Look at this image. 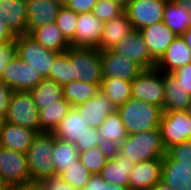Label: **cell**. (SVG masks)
I'll return each instance as SVG.
<instances>
[{
	"instance_id": "d6a6232c",
	"label": "cell",
	"mask_w": 191,
	"mask_h": 190,
	"mask_svg": "<svg viewBox=\"0 0 191 190\" xmlns=\"http://www.w3.org/2000/svg\"><path fill=\"white\" fill-rule=\"evenodd\" d=\"M30 93L38 110L63 99V87L47 78L31 89Z\"/></svg>"
},
{
	"instance_id": "6f0895ef",
	"label": "cell",
	"mask_w": 191,
	"mask_h": 190,
	"mask_svg": "<svg viewBox=\"0 0 191 190\" xmlns=\"http://www.w3.org/2000/svg\"><path fill=\"white\" fill-rule=\"evenodd\" d=\"M189 115H191V102L188 105L187 109L185 110Z\"/></svg>"
},
{
	"instance_id": "ba28073f",
	"label": "cell",
	"mask_w": 191,
	"mask_h": 190,
	"mask_svg": "<svg viewBox=\"0 0 191 190\" xmlns=\"http://www.w3.org/2000/svg\"><path fill=\"white\" fill-rule=\"evenodd\" d=\"M30 181L26 154L0 146V187Z\"/></svg>"
},
{
	"instance_id": "8d00e7d4",
	"label": "cell",
	"mask_w": 191,
	"mask_h": 190,
	"mask_svg": "<svg viewBox=\"0 0 191 190\" xmlns=\"http://www.w3.org/2000/svg\"><path fill=\"white\" fill-rule=\"evenodd\" d=\"M76 190L82 189L91 178L92 174L84 167L78 159L68 169L58 175Z\"/></svg>"
},
{
	"instance_id": "bcb514c9",
	"label": "cell",
	"mask_w": 191,
	"mask_h": 190,
	"mask_svg": "<svg viewBox=\"0 0 191 190\" xmlns=\"http://www.w3.org/2000/svg\"><path fill=\"white\" fill-rule=\"evenodd\" d=\"M15 55L13 44L0 45V76L10 59Z\"/></svg>"
},
{
	"instance_id": "816d5d0a",
	"label": "cell",
	"mask_w": 191,
	"mask_h": 190,
	"mask_svg": "<svg viewBox=\"0 0 191 190\" xmlns=\"http://www.w3.org/2000/svg\"><path fill=\"white\" fill-rule=\"evenodd\" d=\"M150 190H173L170 186L162 181L157 182Z\"/></svg>"
},
{
	"instance_id": "f1b7e54d",
	"label": "cell",
	"mask_w": 191,
	"mask_h": 190,
	"mask_svg": "<svg viewBox=\"0 0 191 190\" xmlns=\"http://www.w3.org/2000/svg\"><path fill=\"white\" fill-rule=\"evenodd\" d=\"M29 35L44 48L58 53L65 52L71 46L55 22L40 26Z\"/></svg>"
},
{
	"instance_id": "2e32d148",
	"label": "cell",
	"mask_w": 191,
	"mask_h": 190,
	"mask_svg": "<svg viewBox=\"0 0 191 190\" xmlns=\"http://www.w3.org/2000/svg\"><path fill=\"white\" fill-rule=\"evenodd\" d=\"M91 128L98 129L105 119L116 112L117 108L100 91L86 102L74 106Z\"/></svg>"
},
{
	"instance_id": "9f6ffc18",
	"label": "cell",
	"mask_w": 191,
	"mask_h": 190,
	"mask_svg": "<svg viewBox=\"0 0 191 190\" xmlns=\"http://www.w3.org/2000/svg\"><path fill=\"white\" fill-rule=\"evenodd\" d=\"M54 1H56L57 3H59L63 6V5H66L68 0H54Z\"/></svg>"
},
{
	"instance_id": "f35d334b",
	"label": "cell",
	"mask_w": 191,
	"mask_h": 190,
	"mask_svg": "<svg viewBox=\"0 0 191 190\" xmlns=\"http://www.w3.org/2000/svg\"><path fill=\"white\" fill-rule=\"evenodd\" d=\"M124 11L125 8L114 0H97L92 13L97 19L105 23L118 17Z\"/></svg>"
},
{
	"instance_id": "db71d44e",
	"label": "cell",
	"mask_w": 191,
	"mask_h": 190,
	"mask_svg": "<svg viewBox=\"0 0 191 190\" xmlns=\"http://www.w3.org/2000/svg\"><path fill=\"white\" fill-rule=\"evenodd\" d=\"M115 2H118L123 8H126L127 5L132 1V0H114Z\"/></svg>"
},
{
	"instance_id": "3957f363",
	"label": "cell",
	"mask_w": 191,
	"mask_h": 190,
	"mask_svg": "<svg viewBox=\"0 0 191 190\" xmlns=\"http://www.w3.org/2000/svg\"><path fill=\"white\" fill-rule=\"evenodd\" d=\"M54 135L38 134L28 149L27 166L32 181H41L45 177L56 176L52 162Z\"/></svg>"
},
{
	"instance_id": "680465c9",
	"label": "cell",
	"mask_w": 191,
	"mask_h": 190,
	"mask_svg": "<svg viewBox=\"0 0 191 190\" xmlns=\"http://www.w3.org/2000/svg\"><path fill=\"white\" fill-rule=\"evenodd\" d=\"M184 190H191V183H188L187 187Z\"/></svg>"
},
{
	"instance_id": "4316f807",
	"label": "cell",
	"mask_w": 191,
	"mask_h": 190,
	"mask_svg": "<svg viewBox=\"0 0 191 190\" xmlns=\"http://www.w3.org/2000/svg\"><path fill=\"white\" fill-rule=\"evenodd\" d=\"M161 181L173 190H184L191 183V163L163 160Z\"/></svg>"
},
{
	"instance_id": "484cf974",
	"label": "cell",
	"mask_w": 191,
	"mask_h": 190,
	"mask_svg": "<svg viewBox=\"0 0 191 190\" xmlns=\"http://www.w3.org/2000/svg\"><path fill=\"white\" fill-rule=\"evenodd\" d=\"M101 147L114 151L128 136L120 115L115 112L109 115L98 128Z\"/></svg>"
},
{
	"instance_id": "cb8c5ba5",
	"label": "cell",
	"mask_w": 191,
	"mask_h": 190,
	"mask_svg": "<svg viewBox=\"0 0 191 190\" xmlns=\"http://www.w3.org/2000/svg\"><path fill=\"white\" fill-rule=\"evenodd\" d=\"M88 131H90L89 124H87L83 116L72 107L52 134L58 139L75 144L78 139H81Z\"/></svg>"
},
{
	"instance_id": "e0dca14e",
	"label": "cell",
	"mask_w": 191,
	"mask_h": 190,
	"mask_svg": "<svg viewBox=\"0 0 191 190\" xmlns=\"http://www.w3.org/2000/svg\"><path fill=\"white\" fill-rule=\"evenodd\" d=\"M163 157L136 163L129 176V190H150L161 181Z\"/></svg>"
},
{
	"instance_id": "f546056e",
	"label": "cell",
	"mask_w": 191,
	"mask_h": 190,
	"mask_svg": "<svg viewBox=\"0 0 191 190\" xmlns=\"http://www.w3.org/2000/svg\"><path fill=\"white\" fill-rule=\"evenodd\" d=\"M71 108L70 103L63 98L39 109L40 134L52 133Z\"/></svg>"
},
{
	"instance_id": "7a4b0ae2",
	"label": "cell",
	"mask_w": 191,
	"mask_h": 190,
	"mask_svg": "<svg viewBox=\"0 0 191 190\" xmlns=\"http://www.w3.org/2000/svg\"><path fill=\"white\" fill-rule=\"evenodd\" d=\"M115 150L135 164L164 157L166 154L160 129L128 135Z\"/></svg>"
},
{
	"instance_id": "7c38bea8",
	"label": "cell",
	"mask_w": 191,
	"mask_h": 190,
	"mask_svg": "<svg viewBox=\"0 0 191 190\" xmlns=\"http://www.w3.org/2000/svg\"><path fill=\"white\" fill-rule=\"evenodd\" d=\"M103 78H118L132 82L144 69L129 58L112 50H100Z\"/></svg>"
},
{
	"instance_id": "603a6c76",
	"label": "cell",
	"mask_w": 191,
	"mask_h": 190,
	"mask_svg": "<svg viewBox=\"0 0 191 190\" xmlns=\"http://www.w3.org/2000/svg\"><path fill=\"white\" fill-rule=\"evenodd\" d=\"M191 63V50L178 35L170 44L164 55L156 63L155 68L164 73H171L181 66Z\"/></svg>"
},
{
	"instance_id": "836d02e7",
	"label": "cell",
	"mask_w": 191,
	"mask_h": 190,
	"mask_svg": "<svg viewBox=\"0 0 191 190\" xmlns=\"http://www.w3.org/2000/svg\"><path fill=\"white\" fill-rule=\"evenodd\" d=\"M99 92L100 84H90L74 80L63 86V98H65L72 107L88 101Z\"/></svg>"
},
{
	"instance_id": "f5cc1de1",
	"label": "cell",
	"mask_w": 191,
	"mask_h": 190,
	"mask_svg": "<svg viewBox=\"0 0 191 190\" xmlns=\"http://www.w3.org/2000/svg\"><path fill=\"white\" fill-rule=\"evenodd\" d=\"M105 190H129L128 188L118 186L113 183H106Z\"/></svg>"
},
{
	"instance_id": "c3c4849f",
	"label": "cell",
	"mask_w": 191,
	"mask_h": 190,
	"mask_svg": "<svg viewBox=\"0 0 191 190\" xmlns=\"http://www.w3.org/2000/svg\"><path fill=\"white\" fill-rule=\"evenodd\" d=\"M3 190H43L40 181H30L4 187Z\"/></svg>"
},
{
	"instance_id": "60d3db41",
	"label": "cell",
	"mask_w": 191,
	"mask_h": 190,
	"mask_svg": "<svg viewBox=\"0 0 191 190\" xmlns=\"http://www.w3.org/2000/svg\"><path fill=\"white\" fill-rule=\"evenodd\" d=\"M74 145L79 152H83L91 148L101 147L99 129L90 127V131H88L81 139H78Z\"/></svg>"
},
{
	"instance_id": "7bdbcfd3",
	"label": "cell",
	"mask_w": 191,
	"mask_h": 190,
	"mask_svg": "<svg viewBox=\"0 0 191 190\" xmlns=\"http://www.w3.org/2000/svg\"><path fill=\"white\" fill-rule=\"evenodd\" d=\"M40 183L42 184L43 190H76L58 175L45 177Z\"/></svg>"
},
{
	"instance_id": "4dcf8cb0",
	"label": "cell",
	"mask_w": 191,
	"mask_h": 190,
	"mask_svg": "<svg viewBox=\"0 0 191 190\" xmlns=\"http://www.w3.org/2000/svg\"><path fill=\"white\" fill-rule=\"evenodd\" d=\"M52 162L55 175H59L79 159V151L73 143L54 136Z\"/></svg>"
},
{
	"instance_id": "277c9868",
	"label": "cell",
	"mask_w": 191,
	"mask_h": 190,
	"mask_svg": "<svg viewBox=\"0 0 191 190\" xmlns=\"http://www.w3.org/2000/svg\"><path fill=\"white\" fill-rule=\"evenodd\" d=\"M67 55L72 66V77L76 81L101 84L103 77L99 49L70 46Z\"/></svg>"
},
{
	"instance_id": "4fadbf2b",
	"label": "cell",
	"mask_w": 191,
	"mask_h": 190,
	"mask_svg": "<svg viewBox=\"0 0 191 190\" xmlns=\"http://www.w3.org/2000/svg\"><path fill=\"white\" fill-rule=\"evenodd\" d=\"M111 50L136 62L144 70L153 69L156 66V62L151 58L147 45L137 29H133Z\"/></svg>"
},
{
	"instance_id": "8992f818",
	"label": "cell",
	"mask_w": 191,
	"mask_h": 190,
	"mask_svg": "<svg viewBox=\"0 0 191 190\" xmlns=\"http://www.w3.org/2000/svg\"><path fill=\"white\" fill-rule=\"evenodd\" d=\"M131 95L133 98L164 108V72L156 68L143 70L131 82Z\"/></svg>"
},
{
	"instance_id": "7dc6e473",
	"label": "cell",
	"mask_w": 191,
	"mask_h": 190,
	"mask_svg": "<svg viewBox=\"0 0 191 190\" xmlns=\"http://www.w3.org/2000/svg\"><path fill=\"white\" fill-rule=\"evenodd\" d=\"M107 182L99 175H92L88 183L80 190H105Z\"/></svg>"
},
{
	"instance_id": "ab89813d",
	"label": "cell",
	"mask_w": 191,
	"mask_h": 190,
	"mask_svg": "<svg viewBox=\"0 0 191 190\" xmlns=\"http://www.w3.org/2000/svg\"><path fill=\"white\" fill-rule=\"evenodd\" d=\"M163 160L191 163V140L169 147L166 150Z\"/></svg>"
},
{
	"instance_id": "11a10c76",
	"label": "cell",
	"mask_w": 191,
	"mask_h": 190,
	"mask_svg": "<svg viewBox=\"0 0 191 190\" xmlns=\"http://www.w3.org/2000/svg\"><path fill=\"white\" fill-rule=\"evenodd\" d=\"M4 123H5V117L0 116V136L3 130Z\"/></svg>"
},
{
	"instance_id": "d4e9b609",
	"label": "cell",
	"mask_w": 191,
	"mask_h": 190,
	"mask_svg": "<svg viewBox=\"0 0 191 190\" xmlns=\"http://www.w3.org/2000/svg\"><path fill=\"white\" fill-rule=\"evenodd\" d=\"M133 29L134 28L125 11L118 17L105 22L101 37L100 50H111L125 36L130 34Z\"/></svg>"
},
{
	"instance_id": "7402d4cb",
	"label": "cell",
	"mask_w": 191,
	"mask_h": 190,
	"mask_svg": "<svg viewBox=\"0 0 191 190\" xmlns=\"http://www.w3.org/2000/svg\"><path fill=\"white\" fill-rule=\"evenodd\" d=\"M38 134L30 128L5 122L0 136V146L26 154Z\"/></svg>"
},
{
	"instance_id": "f907efd6",
	"label": "cell",
	"mask_w": 191,
	"mask_h": 190,
	"mask_svg": "<svg viewBox=\"0 0 191 190\" xmlns=\"http://www.w3.org/2000/svg\"><path fill=\"white\" fill-rule=\"evenodd\" d=\"M181 37L183 38L184 42L187 44V46L190 48L191 50V27L188 28L187 31H185Z\"/></svg>"
},
{
	"instance_id": "ac0fdd59",
	"label": "cell",
	"mask_w": 191,
	"mask_h": 190,
	"mask_svg": "<svg viewBox=\"0 0 191 190\" xmlns=\"http://www.w3.org/2000/svg\"><path fill=\"white\" fill-rule=\"evenodd\" d=\"M0 17L14 38L26 35L27 0H0Z\"/></svg>"
},
{
	"instance_id": "83f0119b",
	"label": "cell",
	"mask_w": 191,
	"mask_h": 190,
	"mask_svg": "<svg viewBox=\"0 0 191 190\" xmlns=\"http://www.w3.org/2000/svg\"><path fill=\"white\" fill-rule=\"evenodd\" d=\"M165 101L163 112L185 111L191 102V96L170 73H164Z\"/></svg>"
},
{
	"instance_id": "681fc988",
	"label": "cell",
	"mask_w": 191,
	"mask_h": 190,
	"mask_svg": "<svg viewBox=\"0 0 191 190\" xmlns=\"http://www.w3.org/2000/svg\"><path fill=\"white\" fill-rule=\"evenodd\" d=\"M14 37L7 30L5 26V20L0 17V45L13 44Z\"/></svg>"
},
{
	"instance_id": "ffe728a7",
	"label": "cell",
	"mask_w": 191,
	"mask_h": 190,
	"mask_svg": "<svg viewBox=\"0 0 191 190\" xmlns=\"http://www.w3.org/2000/svg\"><path fill=\"white\" fill-rule=\"evenodd\" d=\"M164 24L177 36L191 27L190 0H168L164 7Z\"/></svg>"
},
{
	"instance_id": "5bb4252c",
	"label": "cell",
	"mask_w": 191,
	"mask_h": 190,
	"mask_svg": "<svg viewBox=\"0 0 191 190\" xmlns=\"http://www.w3.org/2000/svg\"><path fill=\"white\" fill-rule=\"evenodd\" d=\"M104 22L97 19L92 12L78 15L72 47L96 48L100 50Z\"/></svg>"
},
{
	"instance_id": "6da1fadb",
	"label": "cell",
	"mask_w": 191,
	"mask_h": 190,
	"mask_svg": "<svg viewBox=\"0 0 191 190\" xmlns=\"http://www.w3.org/2000/svg\"><path fill=\"white\" fill-rule=\"evenodd\" d=\"M116 112L120 115L127 134L131 135L159 129L163 109L132 97L118 106Z\"/></svg>"
},
{
	"instance_id": "b9f144b4",
	"label": "cell",
	"mask_w": 191,
	"mask_h": 190,
	"mask_svg": "<svg viewBox=\"0 0 191 190\" xmlns=\"http://www.w3.org/2000/svg\"><path fill=\"white\" fill-rule=\"evenodd\" d=\"M181 87L191 96V63L181 66L170 73Z\"/></svg>"
},
{
	"instance_id": "52a82bcc",
	"label": "cell",
	"mask_w": 191,
	"mask_h": 190,
	"mask_svg": "<svg viewBox=\"0 0 191 190\" xmlns=\"http://www.w3.org/2000/svg\"><path fill=\"white\" fill-rule=\"evenodd\" d=\"M5 122L30 128L40 134L39 110L30 91H14Z\"/></svg>"
},
{
	"instance_id": "f6af8a7d",
	"label": "cell",
	"mask_w": 191,
	"mask_h": 190,
	"mask_svg": "<svg viewBox=\"0 0 191 190\" xmlns=\"http://www.w3.org/2000/svg\"><path fill=\"white\" fill-rule=\"evenodd\" d=\"M96 3L97 0H68L65 6L74 12L81 14L92 12Z\"/></svg>"
},
{
	"instance_id": "d590c367",
	"label": "cell",
	"mask_w": 191,
	"mask_h": 190,
	"mask_svg": "<svg viewBox=\"0 0 191 190\" xmlns=\"http://www.w3.org/2000/svg\"><path fill=\"white\" fill-rule=\"evenodd\" d=\"M49 79L57 82L62 87L75 80L72 77V66L67 50L56 55Z\"/></svg>"
},
{
	"instance_id": "1f68e13d",
	"label": "cell",
	"mask_w": 191,
	"mask_h": 190,
	"mask_svg": "<svg viewBox=\"0 0 191 190\" xmlns=\"http://www.w3.org/2000/svg\"><path fill=\"white\" fill-rule=\"evenodd\" d=\"M100 91L116 108L132 98L131 82L118 78H103Z\"/></svg>"
},
{
	"instance_id": "74e56055",
	"label": "cell",
	"mask_w": 191,
	"mask_h": 190,
	"mask_svg": "<svg viewBox=\"0 0 191 190\" xmlns=\"http://www.w3.org/2000/svg\"><path fill=\"white\" fill-rule=\"evenodd\" d=\"M78 13L63 5L57 14L56 24L65 39L70 43L75 36Z\"/></svg>"
},
{
	"instance_id": "9c48e42d",
	"label": "cell",
	"mask_w": 191,
	"mask_h": 190,
	"mask_svg": "<svg viewBox=\"0 0 191 190\" xmlns=\"http://www.w3.org/2000/svg\"><path fill=\"white\" fill-rule=\"evenodd\" d=\"M159 129L166 150L191 140V115L186 111L163 112Z\"/></svg>"
},
{
	"instance_id": "44dd1931",
	"label": "cell",
	"mask_w": 191,
	"mask_h": 190,
	"mask_svg": "<svg viewBox=\"0 0 191 190\" xmlns=\"http://www.w3.org/2000/svg\"><path fill=\"white\" fill-rule=\"evenodd\" d=\"M134 166V162L114 150L99 175L107 183L129 189V176Z\"/></svg>"
},
{
	"instance_id": "9a60e30c",
	"label": "cell",
	"mask_w": 191,
	"mask_h": 190,
	"mask_svg": "<svg viewBox=\"0 0 191 190\" xmlns=\"http://www.w3.org/2000/svg\"><path fill=\"white\" fill-rule=\"evenodd\" d=\"M151 58L157 63L164 55L177 35L171 31L164 21L139 29Z\"/></svg>"
},
{
	"instance_id": "5b68a950",
	"label": "cell",
	"mask_w": 191,
	"mask_h": 190,
	"mask_svg": "<svg viewBox=\"0 0 191 190\" xmlns=\"http://www.w3.org/2000/svg\"><path fill=\"white\" fill-rule=\"evenodd\" d=\"M15 55L49 79L53 62L58 52L44 48L29 34L14 38Z\"/></svg>"
},
{
	"instance_id": "30bf717a",
	"label": "cell",
	"mask_w": 191,
	"mask_h": 190,
	"mask_svg": "<svg viewBox=\"0 0 191 190\" xmlns=\"http://www.w3.org/2000/svg\"><path fill=\"white\" fill-rule=\"evenodd\" d=\"M43 79L37 70L16 55L10 59L0 76V81L10 86L14 91H30Z\"/></svg>"
},
{
	"instance_id": "d6986e66",
	"label": "cell",
	"mask_w": 191,
	"mask_h": 190,
	"mask_svg": "<svg viewBox=\"0 0 191 190\" xmlns=\"http://www.w3.org/2000/svg\"><path fill=\"white\" fill-rule=\"evenodd\" d=\"M61 7L54 0H27L26 35L40 26L56 22Z\"/></svg>"
},
{
	"instance_id": "e575fe53",
	"label": "cell",
	"mask_w": 191,
	"mask_h": 190,
	"mask_svg": "<svg viewBox=\"0 0 191 190\" xmlns=\"http://www.w3.org/2000/svg\"><path fill=\"white\" fill-rule=\"evenodd\" d=\"M111 155L112 151L96 147L79 152V160L92 175H95L100 174Z\"/></svg>"
},
{
	"instance_id": "ee69618b",
	"label": "cell",
	"mask_w": 191,
	"mask_h": 190,
	"mask_svg": "<svg viewBox=\"0 0 191 190\" xmlns=\"http://www.w3.org/2000/svg\"><path fill=\"white\" fill-rule=\"evenodd\" d=\"M13 93L14 90L10 86L0 81V116H6Z\"/></svg>"
},
{
	"instance_id": "8fae6325",
	"label": "cell",
	"mask_w": 191,
	"mask_h": 190,
	"mask_svg": "<svg viewBox=\"0 0 191 190\" xmlns=\"http://www.w3.org/2000/svg\"><path fill=\"white\" fill-rule=\"evenodd\" d=\"M168 0H132L125 12L134 29L163 21L164 7Z\"/></svg>"
}]
</instances>
